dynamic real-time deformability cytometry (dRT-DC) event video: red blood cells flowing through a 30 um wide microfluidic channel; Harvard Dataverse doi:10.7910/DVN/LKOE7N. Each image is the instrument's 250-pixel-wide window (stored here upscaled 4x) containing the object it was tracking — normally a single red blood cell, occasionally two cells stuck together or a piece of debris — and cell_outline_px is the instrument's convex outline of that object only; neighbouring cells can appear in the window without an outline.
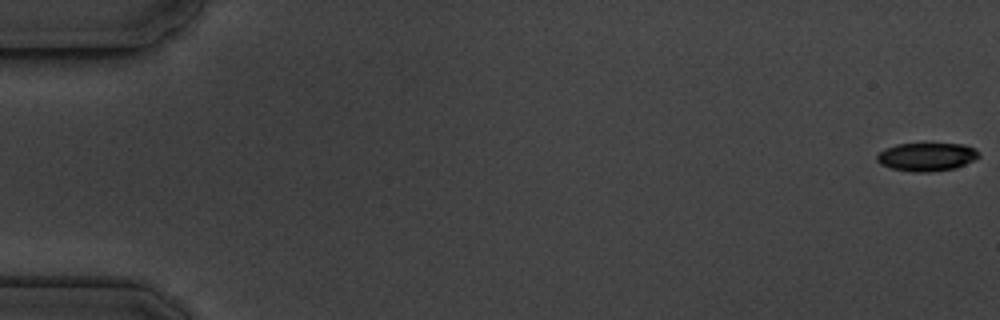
{"species": "common noctule bat (a hibernating species)", "species_latin": "Nyctalus noctula", "temperature_condition": "cold", "stored_images_in_passage": 3, "camera_frame_rate_fps": 3000, "um_per_image_px": 0.085, "animal": {"sex": "male", "body_mass_g": 19.5, "forearm_length_mm": 54.6}, "frame": {"image": 1, "passage_image": 1, "time_ms": 0.0, "image_size_px": [1000, 320], "cell_outline_px": [[980, 156], [956, 168], [928, 172], [912, 172], [892, 168], [880, 164], [876, 160], [876, 156], [884, 148], [896, 144], [964, 144], [976, 148], [980, 152]], "centroid_in_image_um": [78.76, 13.32], "position_along_channel_um": 6.2, "area_um2": 16.82}}